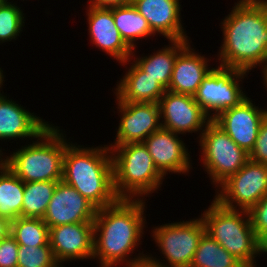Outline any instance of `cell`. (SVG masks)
<instances>
[{
    "instance_id": "1",
    "label": "cell",
    "mask_w": 267,
    "mask_h": 267,
    "mask_svg": "<svg viewBox=\"0 0 267 267\" xmlns=\"http://www.w3.org/2000/svg\"><path fill=\"white\" fill-rule=\"evenodd\" d=\"M145 203L143 199H119L113 205L97 209L93 221L92 259L99 260L100 267H116L123 263L127 267H137L147 261L143 252L131 258L146 228Z\"/></svg>"
},
{
    "instance_id": "2",
    "label": "cell",
    "mask_w": 267,
    "mask_h": 267,
    "mask_svg": "<svg viewBox=\"0 0 267 267\" xmlns=\"http://www.w3.org/2000/svg\"><path fill=\"white\" fill-rule=\"evenodd\" d=\"M221 23L219 66L250 72L267 63V0H238ZM220 60V61H219Z\"/></svg>"
},
{
    "instance_id": "3",
    "label": "cell",
    "mask_w": 267,
    "mask_h": 267,
    "mask_svg": "<svg viewBox=\"0 0 267 267\" xmlns=\"http://www.w3.org/2000/svg\"><path fill=\"white\" fill-rule=\"evenodd\" d=\"M82 146L72 142L66 146L62 180L97 209L115 204L120 198L114 189L113 161L108 144L104 147Z\"/></svg>"
},
{
    "instance_id": "4",
    "label": "cell",
    "mask_w": 267,
    "mask_h": 267,
    "mask_svg": "<svg viewBox=\"0 0 267 267\" xmlns=\"http://www.w3.org/2000/svg\"><path fill=\"white\" fill-rule=\"evenodd\" d=\"M59 128L50 124L37 136L36 141L21 146L10 156L6 155L7 168L24 183L61 181L63 157L70 141H66V135Z\"/></svg>"
},
{
    "instance_id": "5",
    "label": "cell",
    "mask_w": 267,
    "mask_h": 267,
    "mask_svg": "<svg viewBox=\"0 0 267 267\" xmlns=\"http://www.w3.org/2000/svg\"><path fill=\"white\" fill-rule=\"evenodd\" d=\"M109 149L113 161L114 189L120 199H144L161 187L165 178L157 170L143 142Z\"/></svg>"
},
{
    "instance_id": "6",
    "label": "cell",
    "mask_w": 267,
    "mask_h": 267,
    "mask_svg": "<svg viewBox=\"0 0 267 267\" xmlns=\"http://www.w3.org/2000/svg\"><path fill=\"white\" fill-rule=\"evenodd\" d=\"M201 218L206 233L245 267H256L257 236L246 210L229 209L213 199Z\"/></svg>"
},
{
    "instance_id": "7",
    "label": "cell",
    "mask_w": 267,
    "mask_h": 267,
    "mask_svg": "<svg viewBox=\"0 0 267 267\" xmlns=\"http://www.w3.org/2000/svg\"><path fill=\"white\" fill-rule=\"evenodd\" d=\"M152 237L159 251L166 259L159 260L148 255L147 262L155 267H190L202 235L206 232L201 216L199 218L163 224L154 227ZM165 263V264H164Z\"/></svg>"
},
{
    "instance_id": "8",
    "label": "cell",
    "mask_w": 267,
    "mask_h": 267,
    "mask_svg": "<svg viewBox=\"0 0 267 267\" xmlns=\"http://www.w3.org/2000/svg\"><path fill=\"white\" fill-rule=\"evenodd\" d=\"M200 139L202 167L219 187L231 175L236 174L249 160V154L240 148L213 120L205 127Z\"/></svg>"
},
{
    "instance_id": "9",
    "label": "cell",
    "mask_w": 267,
    "mask_h": 267,
    "mask_svg": "<svg viewBox=\"0 0 267 267\" xmlns=\"http://www.w3.org/2000/svg\"><path fill=\"white\" fill-rule=\"evenodd\" d=\"M247 73L236 68L214 67L199 85L194 100L213 120L222 111L237 106L247 97L240 86L241 79L244 80Z\"/></svg>"
},
{
    "instance_id": "10",
    "label": "cell",
    "mask_w": 267,
    "mask_h": 267,
    "mask_svg": "<svg viewBox=\"0 0 267 267\" xmlns=\"http://www.w3.org/2000/svg\"><path fill=\"white\" fill-rule=\"evenodd\" d=\"M218 188L214 199L222 206L249 211L267 195V165L249 159Z\"/></svg>"
},
{
    "instance_id": "11",
    "label": "cell",
    "mask_w": 267,
    "mask_h": 267,
    "mask_svg": "<svg viewBox=\"0 0 267 267\" xmlns=\"http://www.w3.org/2000/svg\"><path fill=\"white\" fill-rule=\"evenodd\" d=\"M120 122L114 144L109 148L127 143L143 142L153 132L162 128L159 103L123 102L116 99ZM113 144V145H112Z\"/></svg>"
},
{
    "instance_id": "12",
    "label": "cell",
    "mask_w": 267,
    "mask_h": 267,
    "mask_svg": "<svg viewBox=\"0 0 267 267\" xmlns=\"http://www.w3.org/2000/svg\"><path fill=\"white\" fill-rule=\"evenodd\" d=\"M159 107L162 128L178 135L200 131L201 136L211 121L194 96L166 90L159 100Z\"/></svg>"
},
{
    "instance_id": "13",
    "label": "cell",
    "mask_w": 267,
    "mask_h": 267,
    "mask_svg": "<svg viewBox=\"0 0 267 267\" xmlns=\"http://www.w3.org/2000/svg\"><path fill=\"white\" fill-rule=\"evenodd\" d=\"M248 96L237 106L222 111L213 121L248 154L255 145L259 128L267 117V109L253 104Z\"/></svg>"
},
{
    "instance_id": "14",
    "label": "cell",
    "mask_w": 267,
    "mask_h": 267,
    "mask_svg": "<svg viewBox=\"0 0 267 267\" xmlns=\"http://www.w3.org/2000/svg\"><path fill=\"white\" fill-rule=\"evenodd\" d=\"M94 222L64 224L49 228V243L56 262L92 259L94 255Z\"/></svg>"
},
{
    "instance_id": "15",
    "label": "cell",
    "mask_w": 267,
    "mask_h": 267,
    "mask_svg": "<svg viewBox=\"0 0 267 267\" xmlns=\"http://www.w3.org/2000/svg\"><path fill=\"white\" fill-rule=\"evenodd\" d=\"M97 208L63 180L55 191L43 217L49 228L81 222H93Z\"/></svg>"
},
{
    "instance_id": "16",
    "label": "cell",
    "mask_w": 267,
    "mask_h": 267,
    "mask_svg": "<svg viewBox=\"0 0 267 267\" xmlns=\"http://www.w3.org/2000/svg\"><path fill=\"white\" fill-rule=\"evenodd\" d=\"M88 35L95 47L105 51L122 66L131 62L133 49L124 41L115 26L112 7H87ZM128 62V63H127Z\"/></svg>"
},
{
    "instance_id": "17",
    "label": "cell",
    "mask_w": 267,
    "mask_h": 267,
    "mask_svg": "<svg viewBox=\"0 0 267 267\" xmlns=\"http://www.w3.org/2000/svg\"><path fill=\"white\" fill-rule=\"evenodd\" d=\"M159 173L165 178L168 172L187 174L190 171V154L182 138L161 128L143 141Z\"/></svg>"
},
{
    "instance_id": "18",
    "label": "cell",
    "mask_w": 267,
    "mask_h": 267,
    "mask_svg": "<svg viewBox=\"0 0 267 267\" xmlns=\"http://www.w3.org/2000/svg\"><path fill=\"white\" fill-rule=\"evenodd\" d=\"M180 0H132L151 30L168 40H189L183 28Z\"/></svg>"
},
{
    "instance_id": "19",
    "label": "cell",
    "mask_w": 267,
    "mask_h": 267,
    "mask_svg": "<svg viewBox=\"0 0 267 267\" xmlns=\"http://www.w3.org/2000/svg\"><path fill=\"white\" fill-rule=\"evenodd\" d=\"M50 123L0 94V140L37 138ZM24 138V139H23Z\"/></svg>"
},
{
    "instance_id": "20",
    "label": "cell",
    "mask_w": 267,
    "mask_h": 267,
    "mask_svg": "<svg viewBox=\"0 0 267 267\" xmlns=\"http://www.w3.org/2000/svg\"><path fill=\"white\" fill-rule=\"evenodd\" d=\"M191 47L189 43L177 55L167 90L194 96L203 79L213 69L208 67L209 59L197 54Z\"/></svg>"
},
{
    "instance_id": "21",
    "label": "cell",
    "mask_w": 267,
    "mask_h": 267,
    "mask_svg": "<svg viewBox=\"0 0 267 267\" xmlns=\"http://www.w3.org/2000/svg\"><path fill=\"white\" fill-rule=\"evenodd\" d=\"M117 83L114 94L123 102L159 103L166 89L148 76L134 61Z\"/></svg>"
},
{
    "instance_id": "22",
    "label": "cell",
    "mask_w": 267,
    "mask_h": 267,
    "mask_svg": "<svg viewBox=\"0 0 267 267\" xmlns=\"http://www.w3.org/2000/svg\"><path fill=\"white\" fill-rule=\"evenodd\" d=\"M169 45L150 54L135 57L134 49L131 59L150 76L157 80L166 90L172 77V71L177 55L189 44V40H169ZM172 43V44H171Z\"/></svg>"
},
{
    "instance_id": "23",
    "label": "cell",
    "mask_w": 267,
    "mask_h": 267,
    "mask_svg": "<svg viewBox=\"0 0 267 267\" xmlns=\"http://www.w3.org/2000/svg\"><path fill=\"white\" fill-rule=\"evenodd\" d=\"M115 26L124 41L136 50L138 39L156 35L148 21L137 11L133 4L112 7Z\"/></svg>"
},
{
    "instance_id": "24",
    "label": "cell",
    "mask_w": 267,
    "mask_h": 267,
    "mask_svg": "<svg viewBox=\"0 0 267 267\" xmlns=\"http://www.w3.org/2000/svg\"><path fill=\"white\" fill-rule=\"evenodd\" d=\"M25 183L9 168L0 173V217L10 221L22 216Z\"/></svg>"
},
{
    "instance_id": "25",
    "label": "cell",
    "mask_w": 267,
    "mask_h": 267,
    "mask_svg": "<svg viewBox=\"0 0 267 267\" xmlns=\"http://www.w3.org/2000/svg\"><path fill=\"white\" fill-rule=\"evenodd\" d=\"M190 267H245L208 233L199 241Z\"/></svg>"
},
{
    "instance_id": "26",
    "label": "cell",
    "mask_w": 267,
    "mask_h": 267,
    "mask_svg": "<svg viewBox=\"0 0 267 267\" xmlns=\"http://www.w3.org/2000/svg\"><path fill=\"white\" fill-rule=\"evenodd\" d=\"M56 185L57 181L25 183L22 217L43 219Z\"/></svg>"
},
{
    "instance_id": "27",
    "label": "cell",
    "mask_w": 267,
    "mask_h": 267,
    "mask_svg": "<svg viewBox=\"0 0 267 267\" xmlns=\"http://www.w3.org/2000/svg\"><path fill=\"white\" fill-rule=\"evenodd\" d=\"M10 235L18 245L43 246L49 242V227L41 218L20 216L11 221Z\"/></svg>"
},
{
    "instance_id": "28",
    "label": "cell",
    "mask_w": 267,
    "mask_h": 267,
    "mask_svg": "<svg viewBox=\"0 0 267 267\" xmlns=\"http://www.w3.org/2000/svg\"><path fill=\"white\" fill-rule=\"evenodd\" d=\"M21 7L9 0L0 7V43L16 40L25 26Z\"/></svg>"
},
{
    "instance_id": "29",
    "label": "cell",
    "mask_w": 267,
    "mask_h": 267,
    "mask_svg": "<svg viewBox=\"0 0 267 267\" xmlns=\"http://www.w3.org/2000/svg\"><path fill=\"white\" fill-rule=\"evenodd\" d=\"M17 267H61L48 242L43 246L19 245Z\"/></svg>"
},
{
    "instance_id": "30",
    "label": "cell",
    "mask_w": 267,
    "mask_h": 267,
    "mask_svg": "<svg viewBox=\"0 0 267 267\" xmlns=\"http://www.w3.org/2000/svg\"><path fill=\"white\" fill-rule=\"evenodd\" d=\"M252 228L257 238L267 232V195L249 211Z\"/></svg>"
},
{
    "instance_id": "31",
    "label": "cell",
    "mask_w": 267,
    "mask_h": 267,
    "mask_svg": "<svg viewBox=\"0 0 267 267\" xmlns=\"http://www.w3.org/2000/svg\"><path fill=\"white\" fill-rule=\"evenodd\" d=\"M18 247L11 235L0 240V267H17Z\"/></svg>"
},
{
    "instance_id": "32",
    "label": "cell",
    "mask_w": 267,
    "mask_h": 267,
    "mask_svg": "<svg viewBox=\"0 0 267 267\" xmlns=\"http://www.w3.org/2000/svg\"><path fill=\"white\" fill-rule=\"evenodd\" d=\"M249 159L267 165V117L260 125L255 145L249 153Z\"/></svg>"
},
{
    "instance_id": "33",
    "label": "cell",
    "mask_w": 267,
    "mask_h": 267,
    "mask_svg": "<svg viewBox=\"0 0 267 267\" xmlns=\"http://www.w3.org/2000/svg\"><path fill=\"white\" fill-rule=\"evenodd\" d=\"M88 3V6L110 8L131 4L132 0H90Z\"/></svg>"
},
{
    "instance_id": "34",
    "label": "cell",
    "mask_w": 267,
    "mask_h": 267,
    "mask_svg": "<svg viewBox=\"0 0 267 267\" xmlns=\"http://www.w3.org/2000/svg\"><path fill=\"white\" fill-rule=\"evenodd\" d=\"M11 221L0 217V240L10 235Z\"/></svg>"
},
{
    "instance_id": "35",
    "label": "cell",
    "mask_w": 267,
    "mask_h": 267,
    "mask_svg": "<svg viewBox=\"0 0 267 267\" xmlns=\"http://www.w3.org/2000/svg\"><path fill=\"white\" fill-rule=\"evenodd\" d=\"M263 253L267 254V232L257 238V254L260 256Z\"/></svg>"
},
{
    "instance_id": "36",
    "label": "cell",
    "mask_w": 267,
    "mask_h": 267,
    "mask_svg": "<svg viewBox=\"0 0 267 267\" xmlns=\"http://www.w3.org/2000/svg\"><path fill=\"white\" fill-rule=\"evenodd\" d=\"M2 149L0 148V173L7 167L6 159L3 157Z\"/></svg>"
},
{
    "instance_id": "37",
    "label": "cell",
    "mask_w": 267,
    "mask_h": 267,
    "mask_svg": "<svg viewBox=\"0 0 267 267\" xmlns=\"http://www.w3.org/2000/svg\"><path fill=\"white\" fill-rule=\"evenodd\" d=\"M262 69V73H263V85L267 88V63L265 64V66ZM267 91V89H266Z\"/></svg>"
},
{
    "instance_id": "38",
    "label": "cell",
    "mask_w": 267,
    "mask_h": 267,
    "mask_svg": "<svg viewBox=\"0 0 267 267\" xmlns=\"http://www.w3.org/2000/svg\"><path fill=\"white\" fill-rule=\"evenodd\" d=\"M4 76L5 75H3V70L0 68V88H3L2 85H3L4 81H5L4 80ZM0 94H2L1 90H0Z\"/></svg>"
},
{
    "instance_id": "39",
    "label": "cell",
    "mask_w": 267,
    "mask_h": 267,
    "mask_svg": "<svg viewBox=\"0 0 267 267\" xmlns=\"http://www.w3.org/2000/svg\"><path fill=\"white\" fill-rule=\"evenodd\" d=\"M137 267H155V266L149 264V263L146 261V262L142 263L141 265H138Z\"/></svg>"
},
{
    "instance_id": "40",
    "label": "cell",
    "mask_w": 267,
    "mask_h": 267,
    "mask_svg": "<svg viewBox=\"0 0 267 267\" xmlns=\"http://www.w3.org/2000/svg\"><path fill=\"white\" fill-rule=\"evenodd\" d=\"M8 0H0V7L3 6Z\"/></svg>"
}]
</instances>
